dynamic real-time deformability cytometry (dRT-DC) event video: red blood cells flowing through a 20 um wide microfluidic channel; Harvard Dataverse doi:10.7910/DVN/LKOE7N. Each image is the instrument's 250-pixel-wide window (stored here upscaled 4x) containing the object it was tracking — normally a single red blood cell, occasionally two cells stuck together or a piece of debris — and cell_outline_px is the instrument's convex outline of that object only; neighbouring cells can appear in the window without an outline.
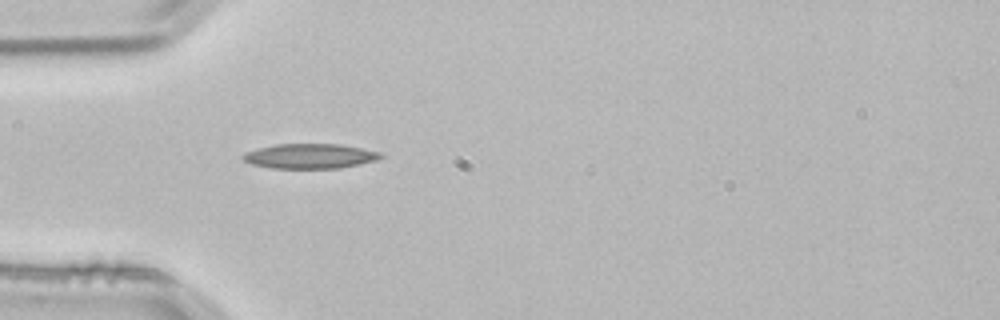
{"species": "common noctule bat (a hibernating species)", "species_latin": "Nyctalus noctula", "temperature_condition": "room temperature", "stored_images_in_passage": 4, "camera_frame_rate_fps": 3000, "um_per_image_px": 0.085, "animal": {"sex": "male", "body_mass_g": 21.5, "forearm_length_mm": 52.0}, "frame": {"image": 1, "passage_image": 4, "time_ms": 1.0, "image_size_px": [1000, 320], "cell_outline_px": [[384, 156], [376, 160], [360, 164], [340, 168], [272, 168], [252, 164], [244, 160], [240, 156], [244, 152], [276, 144], [340, 144], [380, 152]], "centroid_in_image_um": [26.34, 13.27], "position_along_channel_um": 58.7, "area_um2": 19.83}}